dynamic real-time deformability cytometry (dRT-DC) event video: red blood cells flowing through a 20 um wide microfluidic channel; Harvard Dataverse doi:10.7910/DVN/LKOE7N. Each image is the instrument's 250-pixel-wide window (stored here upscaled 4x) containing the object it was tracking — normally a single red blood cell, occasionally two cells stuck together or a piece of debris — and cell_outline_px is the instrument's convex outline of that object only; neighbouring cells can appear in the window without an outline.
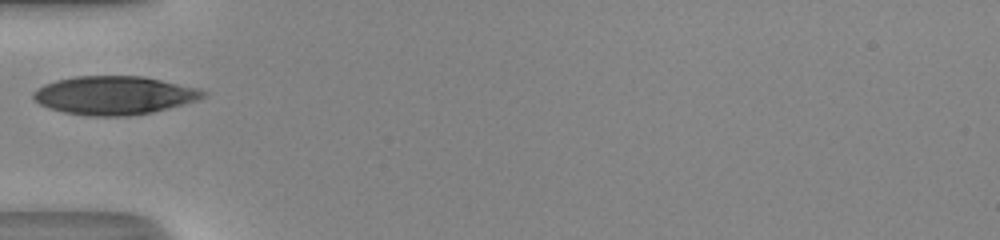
{"species": "human", "species_latin": "Homo sapiens", "temperature_condition": "room temperature", "stored_images_in_passage": 25, "camera_frame_rate_fps": 3000, "um_per_image_px": 0.085, "donor": {"sex": "male"}, "frame": {"image": 1, "passage_image": 1, "time_ms": 0.0, "image_size_px": [1000, 240], "cell_outline_px": [[208, 92], [204, 96], [196, 100], [168, 108], [152, 112], [128, 116], [88, 116], [64, 112], [48, 108], [40, 104], [32, 96], [32, 92], [36, 88], [44, 84], [56, 80], [76, 76], [144, 76], [200, 88]], "centroid_in_image_um": [9.69, 8.1], "position_along_channel_um": 75.3, "area_um2": 38.15}}
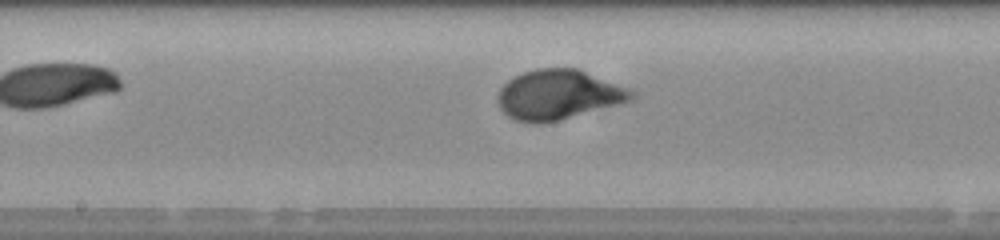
{"frame": {"image": 2, "passage_image": 10, "time_ms": 3.0, "image_size_px": [1000, 240], "cell_outline_px": [[636, 96], [632, 100], [620, 104], [540, 124], [516, 120], [508, 116], [500, 108], [496, 100], [496, 96], [500, 88], [512, 76], [536, 68], [576, 68], [628, 88], [636, 92]], "centroid_in_image_um": [47.43, 8.04], "position_along_channel_um": 200.8, "area_um2": 38.61}}
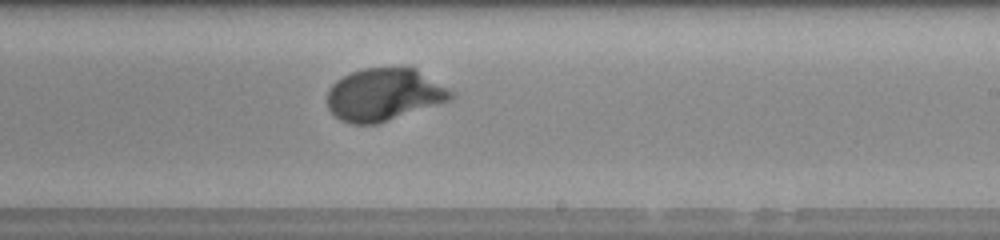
{"frame": {"image": 3, "passage_image": 14, "time_ms": 4.333, "image_size_px": [1000, 240], "cell_outline_px": [[456, 96], [452, 100], [440, 104], [376, 124], [352, 124], [340, 120], [328, 108], [328, 88], [336, 80], [352, 72], [364, 68], [416, 68], [456, 92]], "centroid_in_image_um": [32.69, 8.04], "position_along_channel_um": 256.3, "area_um2": 37.97}}